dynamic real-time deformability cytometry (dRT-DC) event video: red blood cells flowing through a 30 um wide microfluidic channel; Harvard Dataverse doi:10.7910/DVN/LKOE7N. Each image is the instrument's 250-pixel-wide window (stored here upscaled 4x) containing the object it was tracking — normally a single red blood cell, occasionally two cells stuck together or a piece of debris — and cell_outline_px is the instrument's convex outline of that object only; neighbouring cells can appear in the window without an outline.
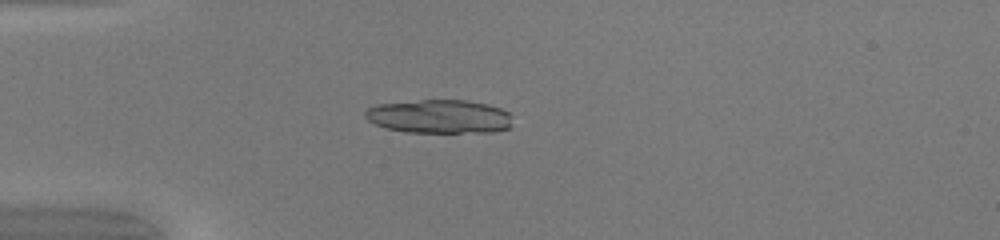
{"species": "common noctule bat (a hibernating species)", "species_latin": "Nyctalus noctula", "temperature_condition": "warm", "stored_images_in_passage": 36, "camera_frame_rate_fps": 3000, "um_per_image_px": 0.085, "animal": {"sex": "female", "body_mass_g": 20.0, "forearm_length_mm": 54.0}, "frame": {"image": 1, "passage_image": 1, "time_ms": 0.0, "image_size_px": [1000, 240], "cell_outline_px": [[512, 128], [492, 132], [404, 132], [384, 128], [368, 120], [364, 116], [364, 112], [368, 108], [376, 104], [420, 100], [468, 100], [488, 104], [500, 108], [508, 112], [512, 116]], "centroid_in_image_um": [37.37, 9.9], "position_along_channel_um": 47.6, "area_um2": 29.25}}